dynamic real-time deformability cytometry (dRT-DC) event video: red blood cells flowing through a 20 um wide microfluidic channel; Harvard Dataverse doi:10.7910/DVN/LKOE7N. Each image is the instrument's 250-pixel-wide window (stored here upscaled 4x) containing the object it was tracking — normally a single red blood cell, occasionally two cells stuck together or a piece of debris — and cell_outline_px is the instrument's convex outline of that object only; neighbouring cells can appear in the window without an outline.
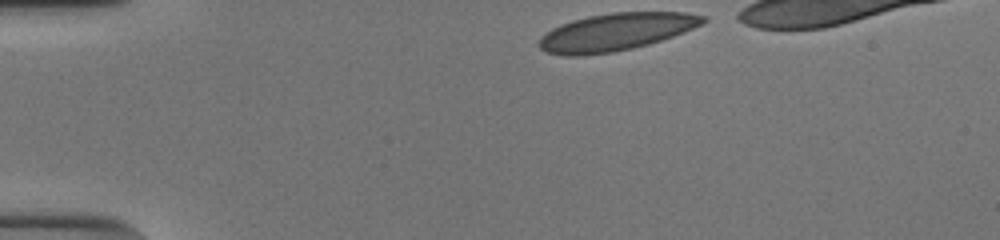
{"species": "human", "species_latin": "Homo sapiens", "temperature_condition": "cold", "stored_images_in_passage": 34, "camera_frame_rate_fps": 3000, "um_per_image_px": 0.085, "donor": {"sex": "male"}, "frame": {"image": 1, "passage_image": 1, "time_ms": 0.0, "image_size_px": [1000, 240], "cell_outline_px": [[708, 20], [684, 32], [648, 44], [632, 48], [612, 52], [580, 56], [564, 56], [544, 52], [540, 48], [540, 36], [552, 28], [560, 24], [572, 20], [588, 16], [612, 12], [684, 12], [708, 16]], "centroid_in_image_um": [52.33, 2.71], "position_along_channel_um": 32.7, "area_um2": 35.78}}
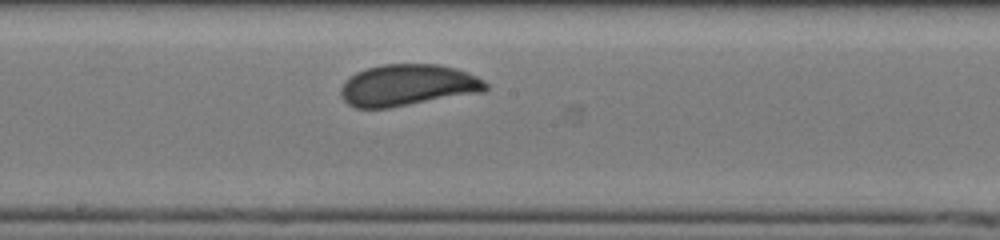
{"frame": {"image": 2, "passage_image": 20, "time_ms": 6.333, "image_size_px": [1000, 240], "cell_outline_px": [[488, 88], [484, 92], [388, 108], [356, 108], [348, 104], [340, 96], [340, 88], [356, 72], [368, 68], [384, 64], [436, 64], [456, 68], [468, 72], [484, 80], [488, 84]], "centroid_in_image_um": [34.69, 7.25], "position_along_channel_um": 213.5, "area_um2": 35.08}}
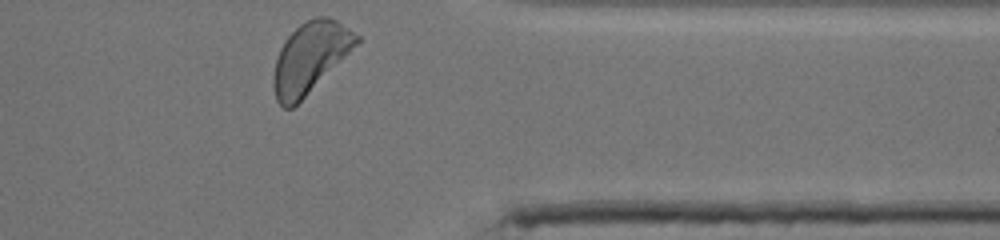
{"frame": {"image": 3, "passage_image": 34, "time_ms": 11.0, "image_size_px": [1000, 240], "cell_outline_px": [[360, 40], [292, 108], [284, 108], [276, 100], [272, 88], [272, 76], [276, 60], [280, 48], [288, 36], [300, 24], [316, 16], [328, 16], [336, 20], [360, 36]], "centroid_in_image_um": [26.3, 4.88], "position_along_channel_um": 385.1, "area_um2": 33.18}, "authors_computed_cell_mechanics": {"area_um2": 35.0268, "velocity_mm_per_s": 3.8497, "shape_relaxation_time_tau1_ms": 3.9516, "shape_relaxation_time_tau2_ms": null, "deformation_change_tau1": 0.1322, "deformation_change_tau2": null}}